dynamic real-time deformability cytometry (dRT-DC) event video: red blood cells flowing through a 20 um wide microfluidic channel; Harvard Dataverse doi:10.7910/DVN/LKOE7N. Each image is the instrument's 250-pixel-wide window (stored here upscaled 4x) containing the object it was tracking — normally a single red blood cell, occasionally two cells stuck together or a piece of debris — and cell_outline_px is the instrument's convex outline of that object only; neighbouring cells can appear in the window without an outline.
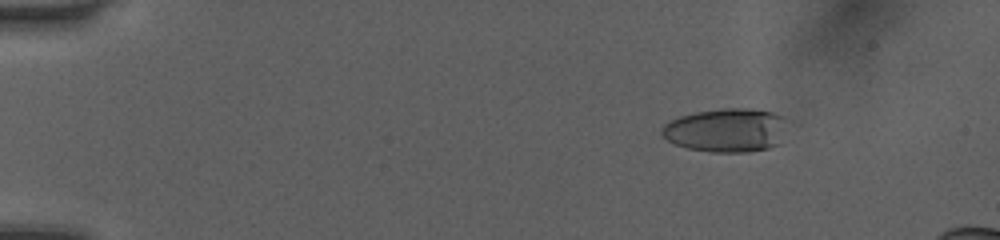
{"species": "human", "species_latin": "Homo sapiens", "temperature_condition": "room temperature", "stored_images_in_passage": 53, "camera_frame_rate_fps": 3000, "um_per_image_px": 0.085, "donor": {"sex": "female"}, "frame": {"image": 1, "passage_image": 8, "time_ms": 2.333, "image_size_px": [1000, 240], "cell_outline_px": [[792, 120], [780, 144], [768, 148], [748, 152], [708, 152], [688, 148], [676, 144], [668, 140], [660, 132], [660, 128], [664, 124], [680, 116], [696, 112], [720, 108], [752, 108], [772, 112], [784, 116]], "centroid_in_image_um": [61.84, 11.05], "position_along_channel_um": 23.2, "area_um2": 32.77}}
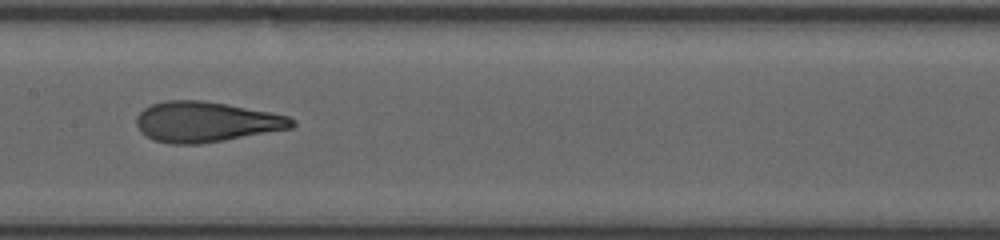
{"frame": {"image": 2, "passage_image": 28, "time_ms": 9.0, "image_size_px": [1000, 240], "cell_outline_px": [[296, 124], [292, 128], [224, 140], [200, 144], [172, 144], [152, 140], [140, 132], [136, 124], [136, 116], [144, 108], [152, 104], [168, 100], [200, 100], [228, 104], [288, 116], [296, 120]], "centroid_in_image_um": [17.49, 10.36], "position_along_channel_um": 189.9, "area_um2": 36.59}}
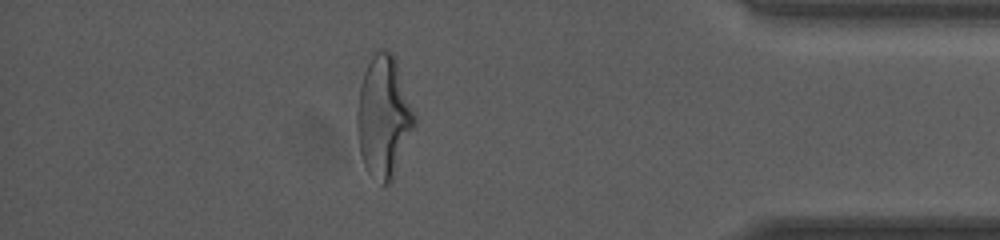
{"frame": {"image": 3, "passage_image": 46, "time_ms": 15.0, "image_size_px": [1000, 240], "cell_outline_px": [[416, 124], [392, 180], [388, 184], [380, 184], [368, 172], [364, 164], [360, 152], [356, 132], [356, 116], [360, 84], [364, 72], [372, 56], [380, 48], [392, 52], [396, 60], [416, 116]], "centroid_in_image_um": [32.6, 9.93], "position_along_channel_um": 402.6, "area_um2": 40.69}}